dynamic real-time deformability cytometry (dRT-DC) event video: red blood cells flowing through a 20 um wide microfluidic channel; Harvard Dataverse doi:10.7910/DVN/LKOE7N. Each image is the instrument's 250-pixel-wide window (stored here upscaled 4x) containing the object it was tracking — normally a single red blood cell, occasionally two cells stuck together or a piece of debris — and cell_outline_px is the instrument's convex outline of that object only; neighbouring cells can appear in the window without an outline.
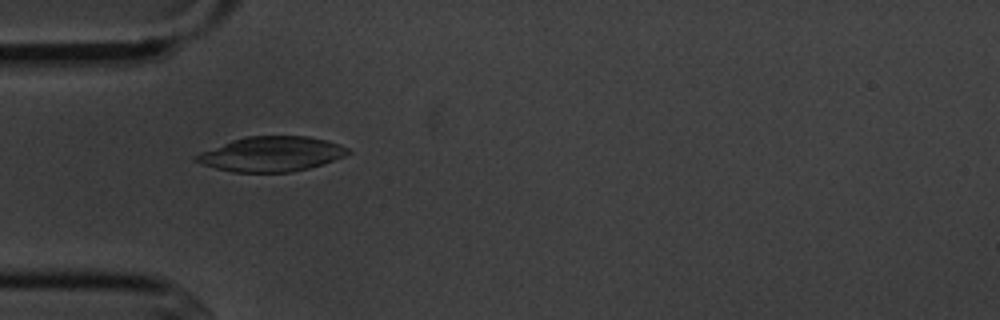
{"species": "common noctule bat (a hibernating species)", "species_latin": "Nyctalus noctula", "temperature_condition": "cold", "stored_images_in_passage": 5, "camera_frame_rate_fps": 3000, "um_per_image_px": 0.085, "animal": {"sex": "male", "body_mass_g": 20.1, "forearm_length_mm": 53.5}, "frame": {"image": 1, "passage_image": 5, "time_ms": 4.667, "image_size_px": [1000, 320], "cell_outline_px": [[352, 152], [344, 156], [324, 164], [308, 168], [288, 172], [232, 172], [216, 168], [192, 160], [192, 156], [200, 152], [232, 140], [248, 136], [308, 136], [328, 140], [340, 144], [348, 148]], "centroid_in_image_um": [23.08, 13.09], "position_along_channel_um": 61.9, "area_um2": 30.87}}